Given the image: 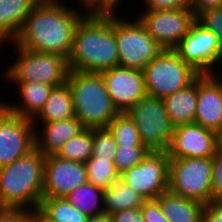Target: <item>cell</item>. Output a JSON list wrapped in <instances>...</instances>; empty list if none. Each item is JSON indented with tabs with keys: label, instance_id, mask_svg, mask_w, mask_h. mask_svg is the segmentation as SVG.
Here are the masks:
<instances>
[{
	"label": "cell",
	"instance_id": "30",
	"mask_svg": "<svg viewBox=\"0 0 222 222\" xmlns=\"http://www.w3.org/2000/svg\"><path fill=\"white\" fill-rule=\"evenodd\" d=\"M117 148L108 128H93V159H114Z\"/></svg>",
	"mask_w": 222,
	"mask_h": 222
},
{
	"label": "cell",
	"instance_id": "31",
	"mask_svg": "<svg viewBox=\"0 0 222 222\" xmlns=\"http://www.w3.org/2000/svg\"><path fill=\"white\" fill-rule=\"evenodd\" d=\"M149 152L147 147H118L113 162L119 175L137 166Z\"/></svg>",
	"mask_w": 222,
	"mask_h": 222
},
{
	"label": "cell",
	"instance_id": "8",
	"mask_svg": "<svg viewBox=\"0 0 222 222\" xmlns=\"http://www.w3.org/2000/svg\"><path fill=\"white\" fill-rule=\"evenodd\" d=\"M115 16V39L117 43L119 66L144 70L163 48L152 38L143 23Z\"/></svg>",
	"mask_w": 222,
	"mask_h": 222
},
{
	"label": "cell",
	"instance_id": "18",
	"mask_svg": "<svg viewBox=\"0 0 222 222\" xmlns=\"http://www.w3.org/2000/svg\"><path fill=\"white\" fill-rule=\"evenodd\" d=\"M42 124V133L35 130V147L45 157L57 155L64 144L84 129L76 117Z\"/></svg>",
	"mask_w": 222,
	"mask_h": 222
},
{
	"label": "cell",
	"instance_id": "10",
	"mask_svg": "<svg viewBox=\"0 0 222 222\" xmlns=\"http://www.w3.org/2000/svg\"><path fill=\"white\" fill-rule=\"evenodd\" d=\"M174 50L200 75L222 74V68L218 73L214 69L217 64L222 67V50L218 39L197 20L191 24L189 32Z\"/></svg>",
	"mask_w": 222,
	"mask_h": 222
},
{
	"label": "cell",
	"instance_id": "24",
	"mask_svg": "<svg viewBox=\"0 0 222 222\" xmlns=\"http://www.w3.org/2000/svg\"><path fill=\"white\" fill-rule=\"evenodd\" d=\"M145 199L120 178L104 191L103 206L106 214L141 207Z\"/></svg>",
	"mask_w": 222,
	"mask_h": 222
},
{
	"label": "cell",
	"instance_id": "19",
	"mask_svg": "<svg viewBox=\"0 0 222 222\" xmlns=\"http://www.w3.org/2000/svg\"><path fill=\"white\" fill-rule=\"evenodd\" d=\"M17 84L21 104L6 103L5 106L19 116L34 119L43 109L54 86L36 81H11ZM17 104V105H16Z\"/></svg>",
	"mask_w": 222,
	"mask_h": 222
},
{
	"label": "cell",
	"instance_id": "32",
	"mask_svg": "<svg viewBox=\"0 0 222 222\" xmlns=\"http://www.w3.org/2000/svg\"><path fill=\"white\" fill-rule=\"evenodd\" d=\"M196 20L216 35L222 50V7L202 12Z\"/></svg>",
	"mask_w": 222,
	"mask_h": 222
},
{
	"label": "cell",
	"instance_id": "38",
	"mask_svg": "<svg viewBox=\"0 0 222 222\" xmlns=\"http://www.w3.org/2000/svg\"><path fill=\"white\" fill-rule=\"evenodd\" d=\"M110 216L112 222H144L141 207L121 210Z\"/></svg>",
	"mask_w": 222,
	"mask_h": 222
},
{
	"label": "cell",
	"instance_id": "29",
	"mask_svg": "<svg viewBox=\"0 0 222 222\" xmlns=\"http://www.w3.org/2000/svg\"><path fill=\"white\" fill-rule=\"evenodd\" d=\"M107 128L118 147H146L141 143L138 128L127 113H119Z\"/></svg>",
	"mask_w": 222,
	"mask_h": 222
},
{
	"label": "cell",
	"instance_id": "7",
	"mask_svg": "<svg viewBox=\"0 0 222 222\" xmlns=\"http://www.w3.org/2000/svg\"><path fill=\"white\" fill-rule=\"evenodd\" d=\"M213 157L170 158L168 190L201 204L211 202Z\"/></svg>",
	"mask_w": 222,
	"mask_h": 222
},
{
	"label": "cell",
	"instance_id": "3",
	"mask_svg": "<svg viewBox=\"0 0 222 222\" xmlns=\"http://www.w3.org/2000/svg\"><path fill=\"white\" fill-rule=\"evenodd\" d=\"M45 156L35 147L0 168V209H38L43 198Z\"/></svg>",
	"mask_w": 222,
	"mask_h": 222
},
{
	"label": "cell",
	"instance_id": "6",
	"mask_svg": "<svg viewBox=\"0 0 222 222\" xmlns=\"http://www.w3.org/2000/svg\"><path fill=\"white\" fill-rule=\"evenodd\" d=\"M18 58L8 66L5 77L10 81H36L54 87L67 83L68 59L55 53H42L14 45Z\"/></svg>",
	"mask_w": 222,
	"mask_h": 222
},
{
	"label": "cell",
	"instance_id": "42",
	"mask_svg": "<svg viewBox=\"0 0 222 222\" xmlns=\"http://www.w3.org/2000/svg\"><path fill=\"white\" fill-rule=\"evenodd\" d=\"M32 222H52L48 220L38 209L32 211Z\"/></svg>",
	"mask_w": 222,
	"mask_h": 222
},
{
	"label": "cell",
	"instance_id": "11",
	"mask_svg": "<svg viewBox=\"0 0 222 222\" xmlns=\"http://www.w3.org/2000/svg\"><path fill=\"white\" fill-rule=\"evenodd\" d=\"M170 158L166 151H150L137 165L120 175V179L145 200L157 199L169 186Z\"/></svg>",
	"mask_w": 222,
	"mask_h": 222
},
{
	"label": "cell",
	"instance_id": "14",
	"mask_svg": "<svg viewBox=\"0 0 222 222\" xmlns=\"http://www.w3.org/2000/svg\"><path fill=\"white\" fill-rule=\"evenodd\" d=\"M101 74L106 90L119 113H127L147 96L143 70L118 65Z\"/></svg>",
	"mask_w": 222,
	"mask_h": 222
},
{
	"label": "cell",
	"instance_id": "13",
	"mask_svg": "<svg viewBox=\"0 0 222 222\" xmlns=\"http://www.w3.org/2000/svg\"><path fill=\"white\" fill-rule=\"evenodd\" d=\"M138 15L152 38L163 48L174 50L196 20L190 8L144 11Z\"/></svg>",
	"mask_w": 222,
	"mask_h": 222
},
{
	"label": "cell",
	"instance_id": "39",
	"mask_svg": "<svg viewBox=\"0 0 222 222\" xmlns=\"http://www.w3.org/2000/svg\"><path fill=\"white\" fill-rule=\"evenodd\" d=\"M202 222H222V202L204 204Z\"/></svg>",
	"mask_w": 222,
	"mask_h": 222
},
{
	"label": "cell",
	"instance_id": "27",
	"mask_svg": "<svg viewBox=\"0 0 222 222\" xmlns=\"http://www.w3.org/2000/svg\"><path fill=\"white\" fill-rule=\"evenodd\" d=\"M93 152V128H84L75 137L71 138L57 156L65 159L86 163Z\"/></svg>",
	"mask_w": 222,
	"mask_h": 222
},
{
	"label": "cell",
	"instance_id": "22",
	"mask_svg": "<svg viewBox=\"0 0 222 222\" xmlns=\"http://www.w3.org/2000/svg\"><path fill=\"white\" fill-rule=\"evenodd\" d=\"M157 200L162 213L171 222H202L204 204L183 198L169 190L163 192Z\"/></svg>",
	"mask_w": 222,
	"mask_h": 222
},
{
	"label": "cell",
	"instance_id": "35",
	"mask_svg": "<svg viewBox=\"0 0 222 222\" xmlns=\"http://www.w3.org/2000/svg\"><path fill=\"white\" fill-rule=\"evenodd\" d=\"M144 11H167L189 8L188 0H144Z\"/></svg>",
	"mask_w": 222,
	"mask_h": 222
},
{
	"label": "cell",
	"instance_id": "36",
	"mask_svg": "<svg viewBox=\"0 0 222 222\" xmlns=\"http://www.w3.org/2000/svg\"><path fill=\"white\" fill-rule=\"evenodd\" d=\"M88 12H113L121 0H78ZM81 1V2H80ZM118 6V7H117Z\"/></svg>",
	"mask_w": 222,
	"mask_h": 222
},
{
	"label": "cell",
	"instance_id": "16",
	"mask_svg": "<svg viewBox=\"0 0 222 222\" xmlns=\"http://www.w3.org/2000/svg\"><path fill=\"white\" fill-rule=\"evenodd\" d=\"M87 182L84 163L65 160L57 155L45 157L43 197L65 198Z\"/></svg>",
	"mask_w": 222,
	"mask_h": 222
},
{
	"label": "cell",
	"instance_id": "21",
	"mask_svg": "<svg viewBox=\"0 0 222 222\" xmlns=\"http://www.w3.org/2000/svg\"><path fill=\"white\" fill-rule=\"evenodd\" d=\"M174 127L194 123L197 107V79L186 88L163 99Z\"/></svg>",
	"mask_w": 222,
	"mask_h": 222
},
{
	"label": "cell",
	"instance_id": "40",
	"mask_svg": "<svg viewBox=\"0 0 222 222\" xmlns=\"http://www.w3.org/2000/svg\"><path fill=\"white\" fill-rule=\"evenodd\" d=\"M188 5L197 18L202 12L222 7V0H188Z\"/></svg>",
	"mask_w": 222,
	"mask_h": 222
},
{
	"label": "cell",
	"instance_id": "1",
	"mask_svg": "<svg viewBox=\"0 0 222 222\" xmlns=\"http://www.w3.org/2000/svg\"><path fill=\"white\" fill-rule=\"evenodd\" d=\"M60 0H41L27 16L13 45L69 58L75 30L85 16Z\"/></svg>",
	"mask_w": 222,
	"mask_h": 222
},
{
	"label": "cell",
	"instance_id": "5",
	"mask_svg": "<svg viewBox=\"0 0 222 222\" xmlns=\"http://www.w3.org/2000/svg\"><path fill=\"white\" fill-rule=\"evenodd\" d=\"M143 71L147 96L160 99L186 88L200 76L170 49H163Z\"/></svg>",
	"mask_w": 222,
	"mask_h": 222
},
{
	"label": "cell",
	"instance_id": "43",
	"mask_svg": "<svg viewBox=\"0 0 222 222\" xmlns=\"http://www.w3.org/2000/svg\"><path fill=\"white\" fill-rule=\"evenodd\" d=\"M218 137H219L220 143L222 144V127H221V129H220V131L218 133Z\"/></svg>",
	"mask_w": 222,
	"mask_h": 222
},
{
	"label": "cell",
	"instance_id": "17",
	"mask_svg": "<svg viewBox=\"0 0 222 222\" xmlns=\"http://www.w3.org/2000/svg\"><path fill=\"white\" fill-rule=\"evenodd\" d=\"M221 77L222 74H213L200 75L197 78V107L194 120L196 124L217 134L222 127Z\"/></svg>",
	"mask_w": 222,
	"mask_h": 222
},
{
	"label": "cell",
	"instance_id": "34",
	"mask_svg": "<svg viewBox=\"0 0 222 222\" xmlns=\"http://www.w3.org/2000/svg\"><path fill=\"white\" fill-rule=\"evenodd\" d=\"M144 222H171L161 211L157 199L145 200L141 206Z\"/></svg>",
	"mask_w": 222,
	"mask_h": 222
},
{
	"label": "cell",
	"instance_id": "37",
	"mask_svg": "<svg viewBox=\"0 0 222 222\" xmlns=\"http://www.w3.org/2000/svg\"><path fill=\"white\" fill-rule=\"evenodd\" d=\"M0 222H32V211L0 209Z\"/></svg>",
	"mask_w": 222,
	"mask_h": 222
},
{
	"label": "cell",
	"instance_id": "23",
	"mask_svg": "<svg viewBox=\"0 0 222 222\" xmlns=\"http://www.w3.org/2000/svg\"><path fill=\"white\" fill-rule=\"evenodd\" d=\"M74 117L72 91L68 83H65L53 88L43 109L33 119V122L37 123L36 120L39 119L42 123H49L65 121Z\"/></svg>",
	"mask_w": 222,
	"mask_h": 222
},
{
	"label": "cell",
	"instance_id": "25",
	"mask_svg": "<svg viewBox=\"0 0 222 222\" xmlns=\"http://www.w3.org/2000/svg\"><path fill=\"white\" fill-rule=\"evenodd\" d=\"M104 191V189L87 182L74 189L65 198L80 212L88 217H93L105 213L103 206Z\"/></svg>",
	"mask_w": 222,
	"mask_h": 222
},
{
	"label": "cell",
	"instance_id": "12",
	"mask_svg": "<svg viewBox=\"0 0 222 222\" xmlns=\"http://www.w3.org/2000/svg\"><path fill=\"white\" fill-rule=\"evenodd\" d=\"M34 126L32 119L19 116L6 106L0 111V168L35 148Z\"/></svg>",
	"mask_w": 222,
	"mask_h": 222
},
{
	"label": "cell",
	"instance_id": "44",
	"mask_svg": "<svg viewBox=\"0 0 222 222\" xmlns=\"http://www.w3.org/2000/svg\"><path fill=\"white\" fill-rule=\"evenodd\" d=\"M5 107V103L0 101V111Z\"/></svg>",
	"mask_w": 222,
	"mask_h": 222
},
{
	"label": "cell",
	"instance_id": "26",
	"mask_svg": "<svg viewBox=\"0 0 222 222\" xmlns=\"http://www.w3.org/2000/svg\"><path fill=\"white\" fill-rule=\"evenodd\" d=\"M38 210L52 222H87L89 219L66 198L43 197Z\"/></svg>",
	"mask_w": 222,
	"mask_h": 222
},
{
	"label": "cell",
	"instance_id": "20",
	"mask_svg": "<svg viewBox=\"0 0 222 222\" xmlns=\"http://www.w3.org/2000/svg\"><path fill=\"white\" fill-rule=\"evenodd\" d=\"M40 1L0 0V46L17 38L27 16Z\"/></svg>",
	"mask_w": 222,
	"mask_h": 222
},
{
	"label": "cell",
	"instance_id": "41",
	"mask_svg": "<svg viewBox=\"0 0 222 222\" xmlns=\"http://www.w3.org/2000/svg\"><path fill=\"white\" fill-rule=\"evenodd\" d=\"M87 222H112L109 214H102L98 216L89 217Z\"/></svg>",
	"mask_w": 222,
	"mask_h": 222
},
{
	"label": "cell",
	"instance_id": "15",
	"mask_svg": "<svg viewBox=\"0 0 222 222\" xmlns=\"http://www.w3.org/2000/svg\"><path fill=\"white\" fill-rule=\"evenodd\" d=\"M218 134L194 123L174 127L167 149L169 158L213 157L220 145Z\"/></svg>",
	"mask_w": 222,
	"mask_h": 222
},
{
	"label": "cell",
	"instance_id": "4",
	"mask_svg": "<svg viewBox=\"0 0 222 222\" xmlns=\"http://www.w3.org/2000/svg\"><path fill=\"white\" fill-rule=\"evenodd\" d=\"M75 117L84 128H107L119 114L106 90L101 73L70 70Z\"/></svg>",
	"mask_w": 222,
	"mask_h": 222
},
{
	"label": "cell",
	"instance_id": "28",
	"mask_svg": "<svg viewBox=\"0 0 222 222\" xmlns=\"http://www.w3.org/2000/svg\"><path fill=\"white\" fill-rule=\"evenodd\" d=\"M113 161L114 159H93L90 157L85 163L88 183L104 190L115 184L120 175Z\"/></svg>",
	"mask_w": 222,
	"mask_h": 222
},
{
	"label": "cell",
	"instance_id": "2",
	"mask_svg": "<svg viewBox=\"0 0 222 222\" xmlns=\"http://www.w3.org/2000/svg\"><path fill=\"white\" fill-rule=\"evenodd\" d=\"M80 20L68 58L70 70L101 73L119 65L115 39L117 12H88Z\"/></svg>",
	"mask_w": 222,
	"mask_h": 222
},
{
	"label": "cell",
	"instance_id": "33",
	"mask_svg": "<svg viewBox=\"0 0 222 222\" xmlns=\"http://www.w3.org/2000/svg\"><path fill=\"white\" fill-rule=\"evenodd\" d=\"M211 202H222V144L219 145L213 156Z\"/></svg>",
	"mask_w": 222,
	"mask_h": 222
},
{
	"label": "cell",
	"instance_id": "9",
	"mask_svg": "<svg viewBox=\"0 0 222 222\" xmlns=\"http://www.w3.org/2000/svg\"><path fill=\"white\" fill-rule=\"evenodd\" d=\"M127 115L137 126L143 145L150 151H167L174 126L166 113L163 99L146 96Z\"/></svg>",
	"mask_w": 222,
	"mask_h": 222
}]
</instances>
